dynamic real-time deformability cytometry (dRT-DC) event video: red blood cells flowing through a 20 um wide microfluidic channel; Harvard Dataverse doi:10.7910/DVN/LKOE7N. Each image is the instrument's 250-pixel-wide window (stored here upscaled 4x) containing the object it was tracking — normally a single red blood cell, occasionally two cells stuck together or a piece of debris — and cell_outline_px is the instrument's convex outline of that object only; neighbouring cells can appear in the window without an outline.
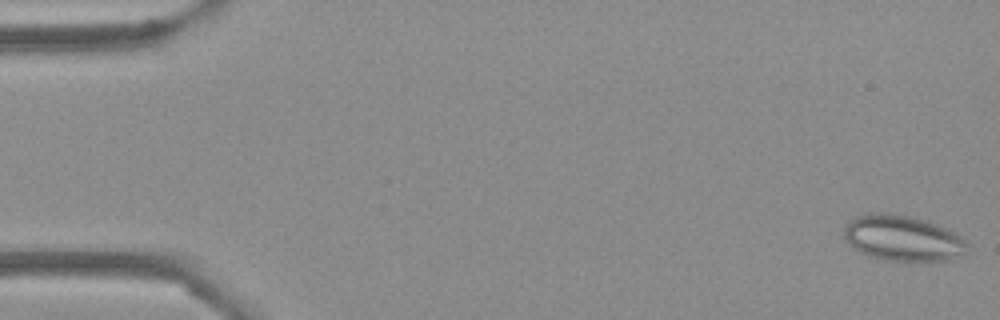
{"species": "Egyptian fruit bat (a non-hibernating species)", "species_latin": "Rousettus aegyptiacus", "temperature_condition": "cold", "stored_images_in_passage": 55, "camera_frame_rate_fps": 3000, "um_per_image_px": 0.085, "frame": {"image": 1, "passage_image": 1, "time_ms": 0.0, "image_size_px": [1000, 320], "cell_outline_px": [[968, 244], [960, 252], [948, 260], [888, 260], [868, 256], [860, 252], [844, 240], [844, 228], [856, 216], [868, 212], [888, 212], [912, 216], [936, 224], [956, 232]], "centroid_in_image_um": [76.65, 20.21], "position_along_channel_um": 8.3, "area_um2": 32.37}}
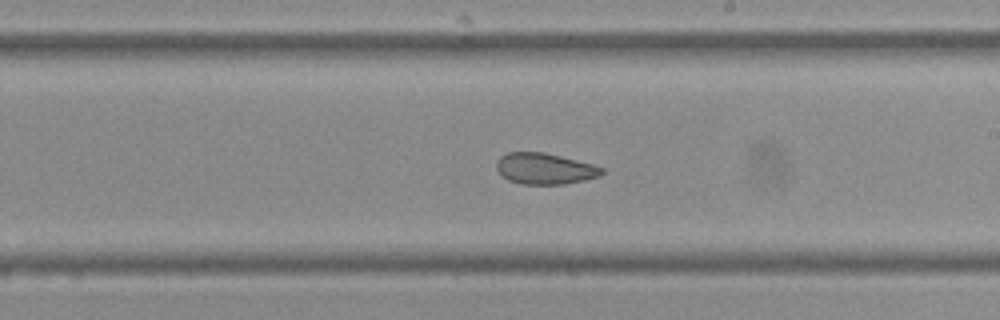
{"frame": {"image": 2, "passage_image": 31, "time_ms": 10.0, "image_size_px": [1000, 320], "cell_outline_px": [[604, 172], [600, 176], [584, 180], [564, 184], [520, 184], [508, 180], [496, 168], [496, 160], [500, 156], [508, 152], [544, 152], [592, 164], [604, 168]], "centroid_in_image_um": [46.3, 14.33], "position_along_channel_um": 242.7, "area_um2": 19.07}}
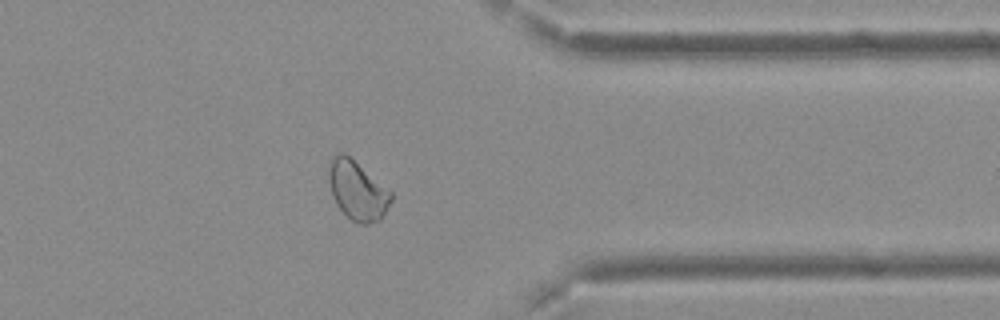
{"frame": {"image": 3, "passage_image": 43, "time_ms": 14.0, "image_size_px": [1000, 320], "cell_outline_px": [[392, 200], [380, 220], [368, 224], [356, 224], [336, 204], [332, 196], [328, 180], [328, 160], [332, 156], [340, 152], [344, 152], [392, 192]], "centroid_in_image_um": [30.35, 16.18], "position_along_channel_um": 381.1, "area_um2": 21.5}, "authors_computed_cell_mechanics": {"area_um2": 22.4264, "velocity_mm_per_s": 3.7075, "shape_relaxation_time_tau1_ms": null, "shape_relaxation_time_tau2_ms": 1.4568, "deformation_change_tau1": null, "deformation_change_tau2": 0.062}}